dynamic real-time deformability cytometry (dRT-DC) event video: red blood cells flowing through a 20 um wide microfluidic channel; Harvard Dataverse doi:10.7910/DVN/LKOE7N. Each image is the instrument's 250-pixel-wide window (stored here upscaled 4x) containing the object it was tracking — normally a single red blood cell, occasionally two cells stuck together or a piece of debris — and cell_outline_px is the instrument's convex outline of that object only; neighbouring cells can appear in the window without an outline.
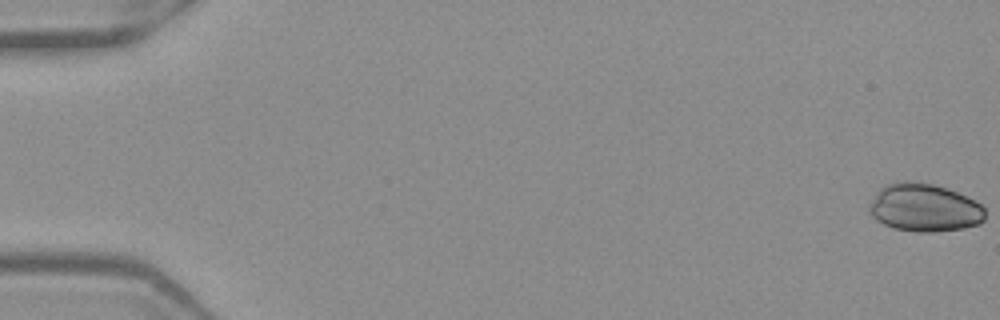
{"species": "Egyptian fruit bat (a non-hibernating species)", "species_latin": "Rousettus aegyptiacus", "temperature_condition": "warm", "stored_images_in_passage": 51, "camera_frame_rate_fps": 3000, "um_per_image_px": 0.085, "frame": {"image": 1, "passage_image": 1, "time_ms": 0.0, "image_size_px": [1000, 320], "cell_outline_px": [[984, 220], [980, 224], [964, 228], [936, 232], [916, 232], [892, 228], [876, 220], [868, 212], [868, 204], [876, 192], [880, 188], [896, 180], [916, 180], [932, 184], [956, 192], [976, 200], [984, 208]], "centroid_in_image_um": [78.53, 17.65], "position_along_channel_um": 6.5, "area_um2": 32.89}}
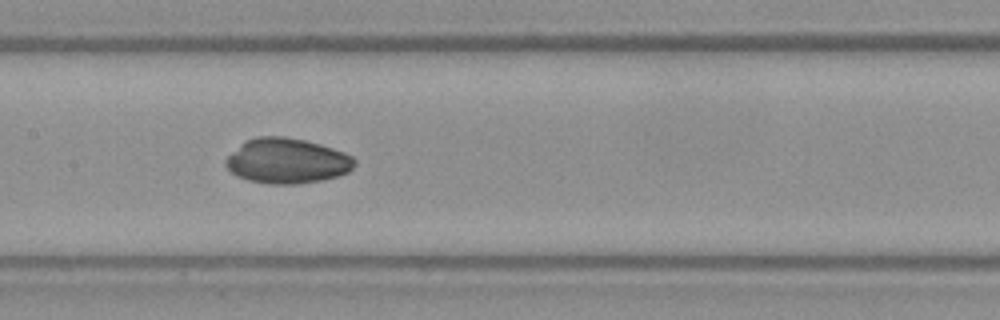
{"frame": {"image": 2, "passage_image": 27, "time_ms": 8.667, "image_size_px": [1000, 320], "cell_outline_px": [[356, 164], [348, 172], [340, 176], [320, 180], [296, 184], [268, 184], [248, 180], [236, 176], [224, 164], [224, 160], [232, 152], [248, 140], [256, 136], [284, 136], [304, 140], [320, 144], [344, 152], [352, 156], [356, 160]], "centroid_in_image_um": [24.41, 13.68], "position_along_channel_um": 183.0, "area_um2": 33.87}}
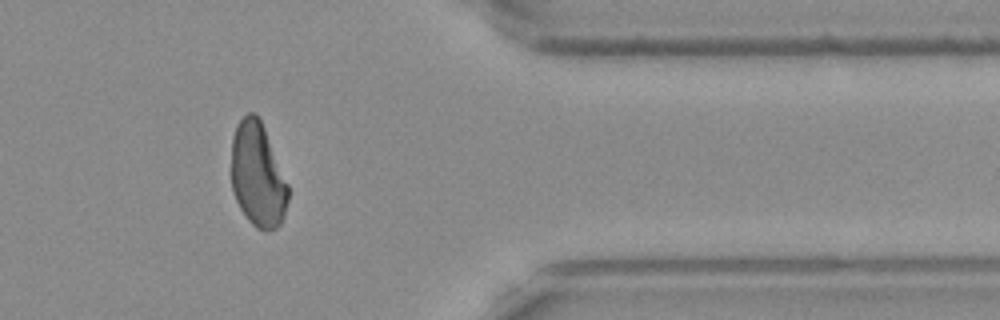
{"frame": {"image": 3, "passage_image": 44, "time_ms": 14.333, "image_size_px": [1000, 320], "cell_outline_px": [[288, 200], [284, 216], [280, 224], [276, 228], [264, 232], [256, 228], [248, 220], [240, 208], [232, 192], [232, 136], [236, 124], [248, 112], [252, 112], [260, 120], [264, 128], [288, 184]], "centroid_in_image_um": [21.9, 14.91], "position_along_channel_um": 389.5, "area_um2": 34.45}}